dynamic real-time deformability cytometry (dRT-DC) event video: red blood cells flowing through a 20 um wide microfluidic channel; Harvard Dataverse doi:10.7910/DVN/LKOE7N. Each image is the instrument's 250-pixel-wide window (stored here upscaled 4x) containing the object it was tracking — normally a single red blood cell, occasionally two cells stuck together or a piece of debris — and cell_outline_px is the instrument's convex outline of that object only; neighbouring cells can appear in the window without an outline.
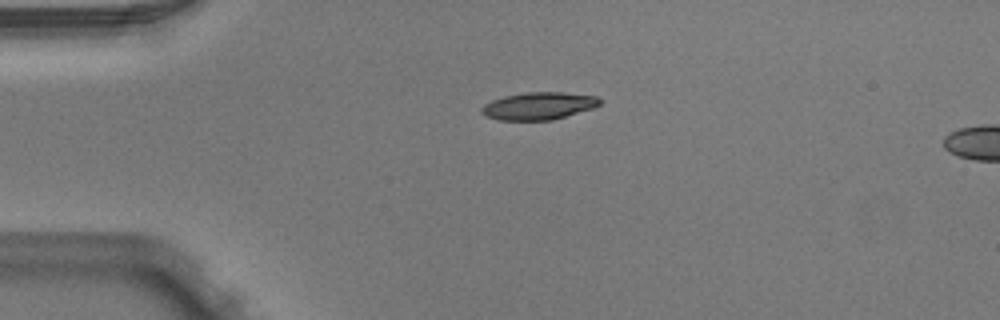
{"species": "Egyptian fruit bat (a non-hibernating species)", "species_latin": "Rousettus aegyptiacus", "temperature_condition": "warm", "stored_images_in_passage": 2, "camera_frame_rate_fps": 3000, "um_per_image_px": 0.085, "animal": {"sex": "male"}, "frame": {"image": 1, "passage_image": 1, "time_ms": 0.0, "image_size_px": [1000, 320], "cell_outline_px": [[600, 104], [592, 108], [552, 120], [500, 120], [488, 116], [480, 112], [480, 108], [484, 104], [492, 100], [504, 96], [528, 92], [564, 92], [596, 96], [600, 100]], "centroid_in_image_um": [45.76, 9.0], "position_along_channel_um": 39.2, "area_um2": 18.73}}